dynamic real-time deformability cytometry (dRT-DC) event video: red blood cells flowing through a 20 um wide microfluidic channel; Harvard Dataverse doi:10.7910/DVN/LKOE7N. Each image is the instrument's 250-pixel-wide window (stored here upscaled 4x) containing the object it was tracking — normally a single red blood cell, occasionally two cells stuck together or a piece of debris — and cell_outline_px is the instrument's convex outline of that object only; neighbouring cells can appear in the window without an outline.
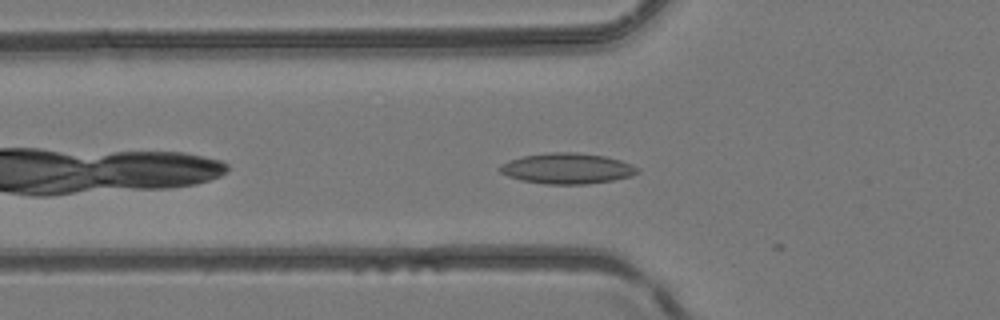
{"species": "common noctule bat (a hibernating species)", "species_latin": "Nyctalus noctula", "temperature_condition": "room temperature", "stored_images_in_passage": 4, "camera_frame_rate_fps": 3000, "um_per_image_px": 0.085, "animal": {"sex": "female", "body_mass_g": 24.6, "forearm_length_mm": 56.2}, "frame": {"image": 1, "passage_image": 2, "time_ms": 0.333, "image_size_px": [1000, 320], "cell_outline_px": [[640, 172], [632, 176], [612, 180], [584, 184], [544, 184], [520, 180], [508, 176], [500, 172], [496, 168], [500, 164], [508, 160], [524, 156], [548, 152], [576, 152], [604, 156], [620, 160], [640, 168]], "centroid_in_image_um": [48.18, 14.32], "position_along_channel_um": 77.6, "area_um2": 24.74}}